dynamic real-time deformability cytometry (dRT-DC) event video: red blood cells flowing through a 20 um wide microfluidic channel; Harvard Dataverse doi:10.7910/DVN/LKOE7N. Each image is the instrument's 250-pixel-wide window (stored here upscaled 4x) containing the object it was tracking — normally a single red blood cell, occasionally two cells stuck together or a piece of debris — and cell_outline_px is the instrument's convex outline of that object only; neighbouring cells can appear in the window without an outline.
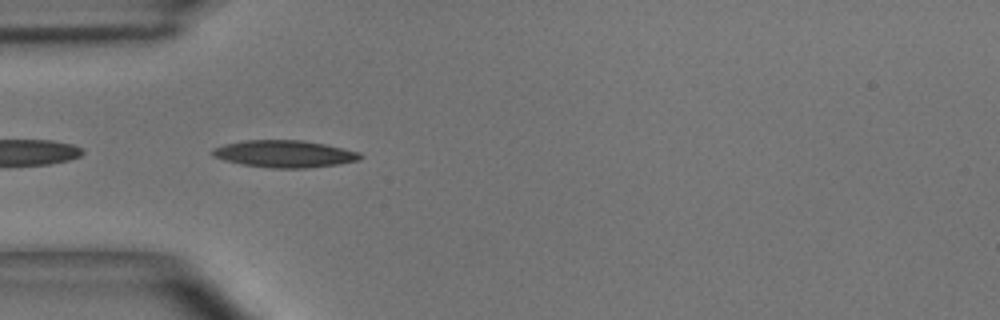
{"species": "common noctule bat (a hibernating species)", "species_latin": "Nyctalus noctula", "temperature_condition": "room temperature", "stored_images_in_passage": 8, "camera_frame_rate_fps": 3000, "um_per_image_px": 0.085, "animal": {"sex": "male", "body_mass_g": 15.6}, "frame": {"image": 1, "passage_image": 1, "time_ms": 0.0, "image_size_px": [1000, 320], "cell_outline_px": [[364, 156], [360, 160], [336, 164], [308, 168], [272, 168], [244, 164], [224, 160], [212, 156], [212, 148], [224, 144], [244, 140], [300, 140], [324, 144], [360, 152]], "centroid_in_image_um": [24.18, 13.07], "position_along_channel_um": 60.8, "area_um2": 23.24}}
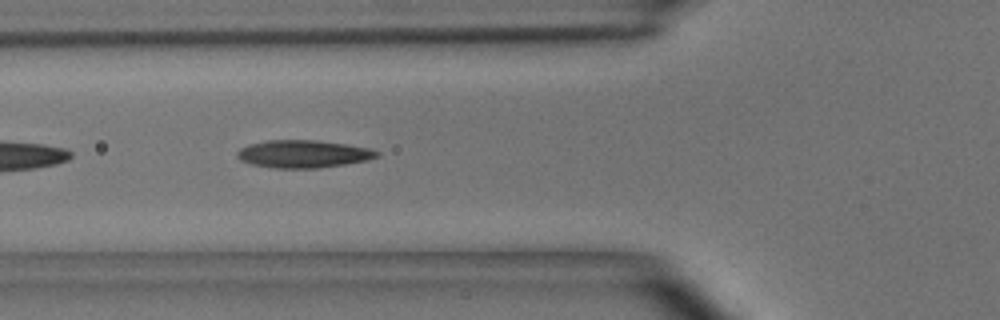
{"frame": {"image": 2, "passage_image": 4, "time_ms": 1.0, "image_size_px": [1000, 320], "cell_outline_px": [[380, 156], [368, 160], [320, 168], [276, 168], [252, 164], [240, 160], [236, 156], [236, 152], [240, 148], [248, 144], [268, 140], [316, 140], [348, 144], [372, 148], [380, 152]], "centroid_in_image_um": [25.81, 13.08], "position_along_channel_um": 100.0, "area_um2": 22.72}}